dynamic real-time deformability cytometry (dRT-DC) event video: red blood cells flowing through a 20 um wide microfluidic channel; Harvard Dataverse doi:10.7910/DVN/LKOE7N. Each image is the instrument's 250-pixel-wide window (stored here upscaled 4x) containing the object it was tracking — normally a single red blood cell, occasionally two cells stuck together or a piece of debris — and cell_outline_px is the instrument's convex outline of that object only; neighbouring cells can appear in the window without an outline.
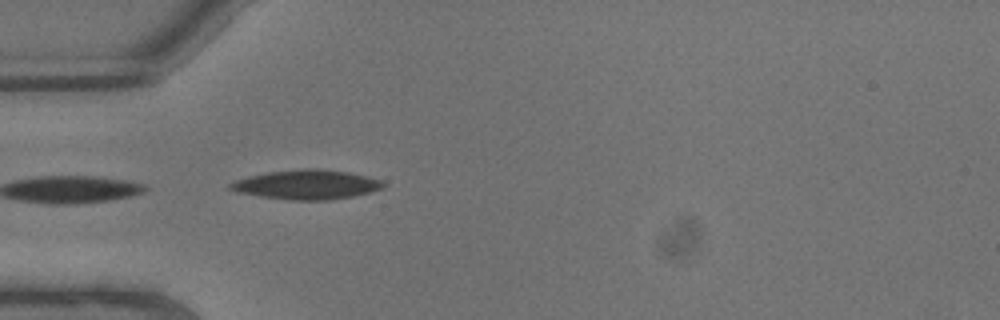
{"species": "common noctule bat (a hibernating species)", "species_latin": "Nyctalus noctula", "temperature_condition": "warm", "stored_images_in_passage": 1, "camera_frame_rate_fps": 3000, "um_per_image_px": 0.085, "animal": {"sex": "male", "body_mass_g": 13.3}, "frame": {"image": 1, "passage_image": 1, "time_ms": 0.0, "image_size_px": [1000, 320], "cell_outline_px": [[384, 188], [372, 192], [352, 196], [328, 200], [288, 200], [260, 196], [236, 192], [228, 188], [228, 184], [236, 180], [248, 176], [268, 172], [304, 168], [316, 168], [348, 172], [384, 180]], "centroid_in_image_um": [26.08, 15.69], "position_along_channel_um": 58.9, "area_um2": 26.36}}